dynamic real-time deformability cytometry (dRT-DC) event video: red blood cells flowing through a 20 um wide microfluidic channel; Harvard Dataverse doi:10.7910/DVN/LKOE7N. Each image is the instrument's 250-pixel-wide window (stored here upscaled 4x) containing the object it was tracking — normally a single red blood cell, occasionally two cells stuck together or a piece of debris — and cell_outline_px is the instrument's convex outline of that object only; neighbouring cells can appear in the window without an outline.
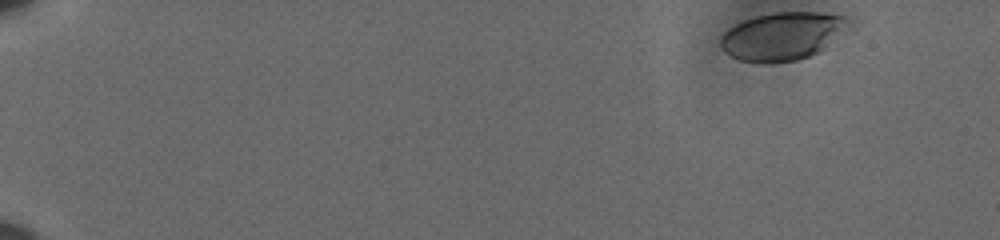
{"species": "human", "species_latin": "Homo sapiens", "temperature_condition": "cold", "stored_images_in_passage": 49, "camera_frame_rate_fps": 3000, "um_per_image_px": 0.085, "donor": {"sex": "male"}, "frame": {"image": 1, "passage_image": 1, "time_ms": 0.0, "image_size_px": [1000, 240], "cell_outline_px": [[848, 20], [816, 52], [808, 56], [796, 60], [772, 64], [760, 64], [740, 60], [724, 52], [720, 48], [720, 36], [728, 28], [744, 20], [756, 16], [772, 12], [820, 12], [848, 16]], "centroid_in_image_um": [66.31, 3.08], "position_along_channel_um": 18.7, "area_um2": 34.85}}
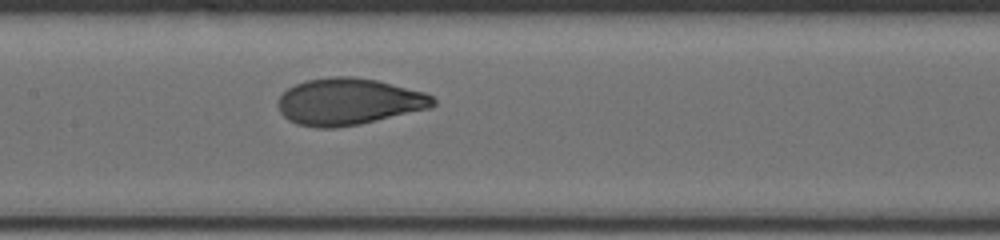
{"frame": {"image": 2, "passage_image": 28, "time_ms": 9.0, "image_size_px": [1000, 240], "cell_outline_px": [[436, 104], [432, 108], [360, 124], [336, 128], [316, 128], [296, 124], [288, 120], [280, 112], [276, 100], [288, 88], [304, 80], [328, 76], [352, 76], [376, 80], [424, 92], [432, 96], [436, 100]], "centroid_in_image_um": [29.62, 8.64], "position_along_channel_um": 177.8, "area_um2": 42.6}}
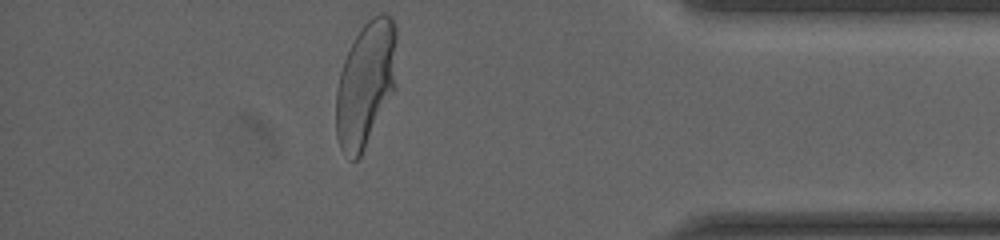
{"frame": {"image": 3, "passage_image": 49, "time_ms": 16.0, "image_size_px": [1000, 240], "cell_outline_px": [[396, 88], [360, 156], [356, 160], [352, 160], [340, 148], [336, 136], [336, 92], [340, 72], [344, 60], [356, 36], [364, 24], [372, 16], [380, 12], [384, 12], [392, 16], [396, 28]], "centroid_in_image_um": [31.1, 7.1], "position_along_channel_um": 404.1, "area_um2": 44.45}, "authors_computed_cell_mechanics": {"area_um2": 41.5582, "velocity_mm_per_s": 3.595, "shape_relaxation_time_tau1_ms": 4.1872, "shape_relaxation_time_tau2_ms": null, "deformation_change_tau1": 0.1789, "deformation_change_tau2": null}}